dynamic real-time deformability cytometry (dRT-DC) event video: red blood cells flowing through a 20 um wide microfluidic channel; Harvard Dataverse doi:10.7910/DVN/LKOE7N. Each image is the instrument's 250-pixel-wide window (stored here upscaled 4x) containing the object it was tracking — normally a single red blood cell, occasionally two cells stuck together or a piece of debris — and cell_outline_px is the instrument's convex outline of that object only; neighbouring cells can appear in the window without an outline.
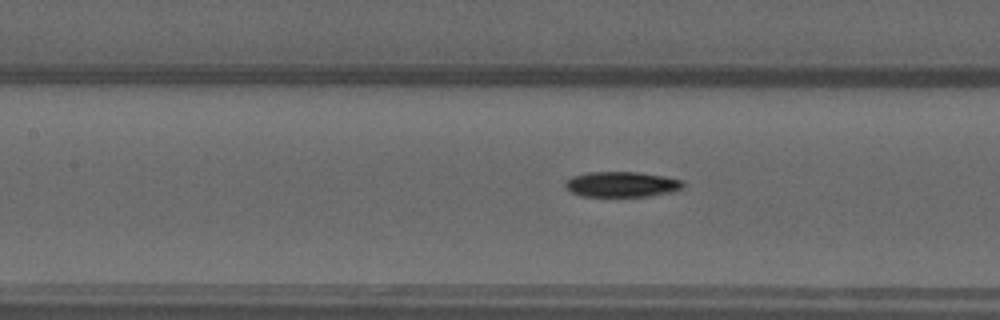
{"species": "common noctule bat (a hibernating species)", "species_latin": "Nyctalus noctula", "temperature_condition": "warm", "stored_images_in_passage": 51, "camera_frame_rate_fps": 3000, "um_per_image_px": 0.085, "animal": {"sex": "male", "forearm_length_mm": 52.5}, "frame": {"image": 1, "passage_image": 23, "time_ms": 7.333, "image_size_px": [1000, 320], "cell_outline_px": [[684, 188], [672, 192], [648, 196], [580, 196], [572, 192], [564, 184], [564, 180], [572, 176], [588, 172], [636, 172], [664, 176], [680, 180], [684, 184]], "centroid_in_image_um": [52.83, 15.66], "position_along_channel_um": 154.6, "area_um2": 17.4}}
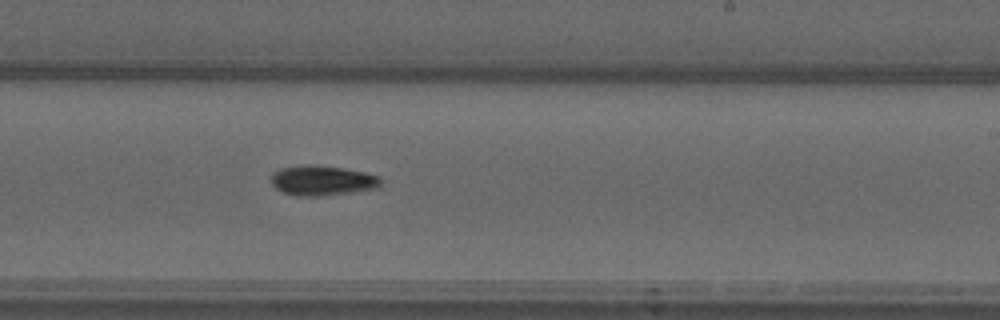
{"frame": {"image": 2, "passage_image": 31, "time_ms": 10.0, "image_size_px": [1000, 320], "cell_outline_px": [[380, 184], [376, 188], [320, 196], [296, 196], [284, 192], [276, 188], [272, 184], [272, 172], [280, 168], [344, 168], [364, 172], [380, 176]], "centroid_in_image_um": [27.41, 15.39], "position_along_channel_um": 261.6, "area_um2": 18.03}}
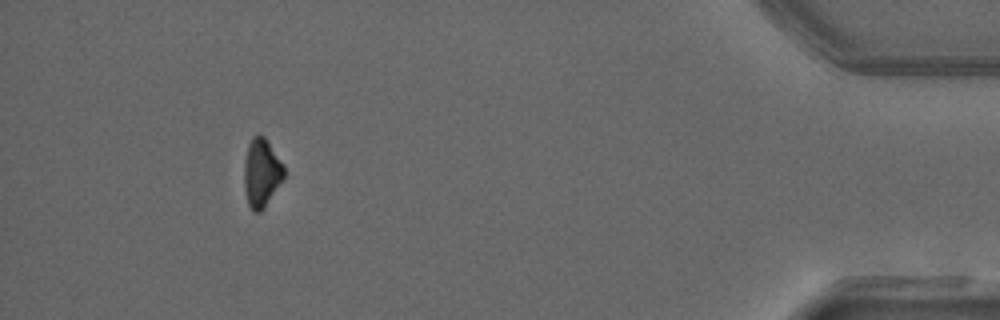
{"frame": {"image": 3, "passage_image": 47, "time_ms": 15.333, "image_size_px": [1000, 320], "cell_outline_px": [[284, 176], [264, 208], [260, 212], [252, 212], [248, 204], [244, 188], [244, 164], [248, 144], [252, 136], [264, 136], [284, 164]], "centroid_in_image_um": [22.21, 14.69], "position_along_channel_um": 413.0, "area_um2": 15.78}}